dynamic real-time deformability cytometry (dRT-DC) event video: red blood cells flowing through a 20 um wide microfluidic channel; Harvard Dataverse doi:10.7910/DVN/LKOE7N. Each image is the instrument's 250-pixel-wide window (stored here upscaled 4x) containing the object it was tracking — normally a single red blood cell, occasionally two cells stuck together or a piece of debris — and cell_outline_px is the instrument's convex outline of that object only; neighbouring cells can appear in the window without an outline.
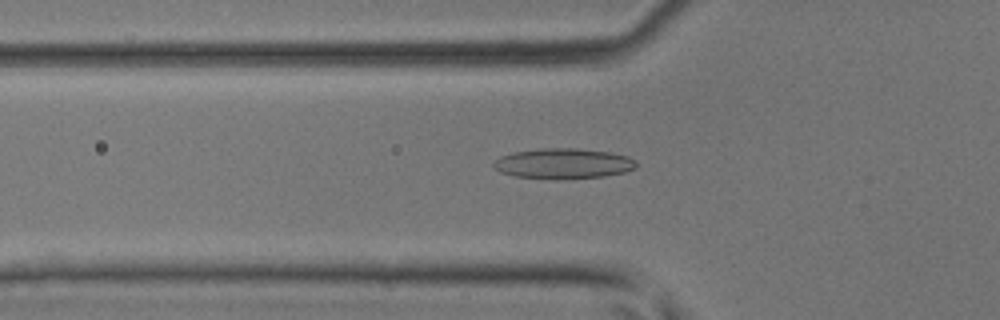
{"species": "common noctule bat (a hibernating species)", "species_latin": "Nyctalus noctula", "temperature_condition": "room temperature", "stored_images_in_passage": 47, "camera_frame_rate_fps": 3000, "um_per_image_px": 0.085, "animal": {"sex": "male", "body_mass_g": 17.9, "forearm_length_mm": 54.2}, "frame": {"image": 1, "passage_image": 17, "time_ms": 5.333, "image_size_px": [1000, 320], "cell_outline_px": [[636, 168], [624, 172], [604, 176], [516, 176], [500, 172], [492, 168], [492, 164], [500, 156], [512, 152], [540, 148], [576, 148], [612, 152], [628, 156], [636, 160]], "centroid_in_image_um": [47.89, 13.84], "position_along_channel_um": 77.9, "area_um2": 24.33}}
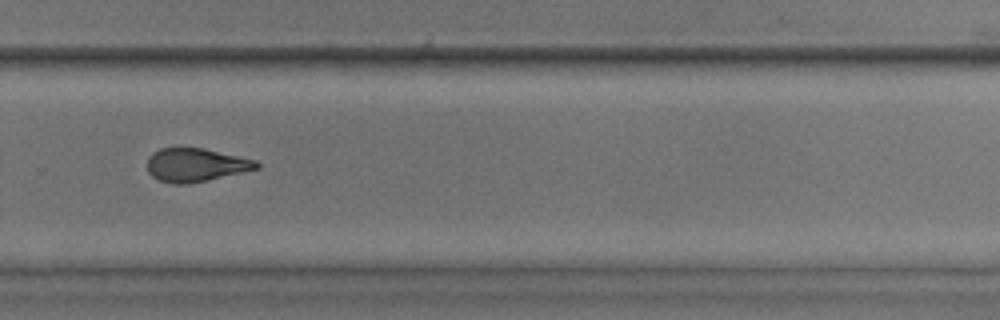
{"frame": {"image": 2, "passage_image": 33, "time_ms": 10.667, "image_size_px": [1000, 320], "cell_outline_px": [[260, 168], [244, 172], [188, 184], [172, 184], [160, 180], [152, 176], [148, 172], [148, 156], [152, 152], [160, 148], [204, 148], [256, 160], [260, 164]], "centroid_in_image_um": [16.64, 14.02], "position_along_channel_um": 313.2, "area_um2": 21.33}}
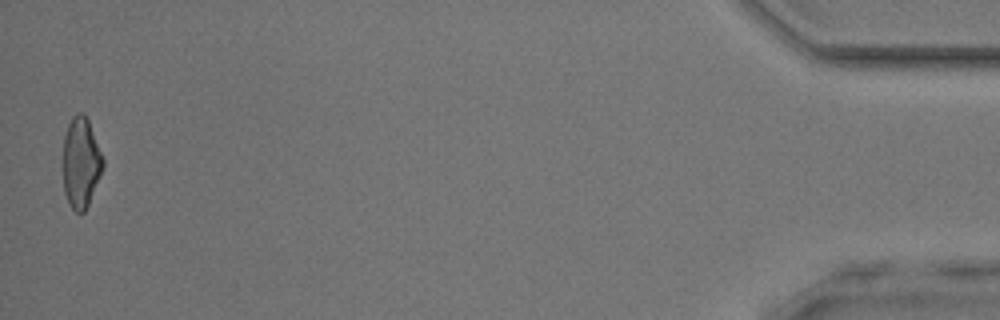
{"frame": {"image": 3, "passage_image": 47, "time_ms": 15.333, "image_size_px": [1000, 320], "cell_outline_px": [[104, 168], [88, 204], [84, 212], [76, 212], [72, 208], [64, 192], [64, 136], [68, 124], [72, 116], [76, 112], [84, 112], [88, 120], [104, 160]], "centroid_in_image_um": [6.89, 13.79], "position_along_channel_um": 428.3, "area_um2": 20.87}}